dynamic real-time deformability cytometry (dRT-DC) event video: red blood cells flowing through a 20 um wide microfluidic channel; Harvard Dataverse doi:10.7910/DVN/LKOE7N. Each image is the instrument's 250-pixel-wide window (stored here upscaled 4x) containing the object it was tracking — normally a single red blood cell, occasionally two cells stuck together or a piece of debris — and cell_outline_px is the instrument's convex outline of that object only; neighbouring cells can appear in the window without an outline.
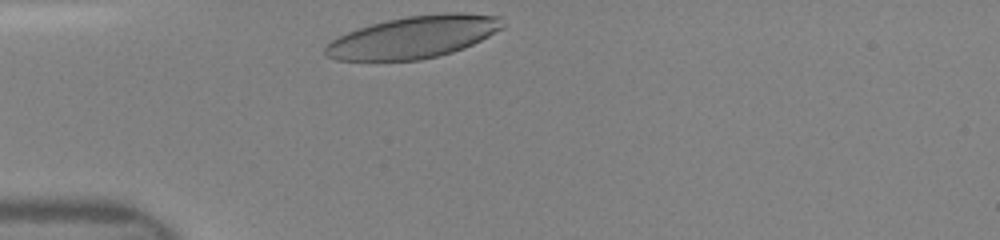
{"species": "human", "species_latin": "Homo sapiens", "temperature_condition": "room temperature", "stored_images_in_passage": 14, "camera_frame_rate_fps": 3000, "um_per_image_px": 0.085, "donor": {"sex": "female"}, "frame": {"image": 1, "passage_image": 1, "time_ms": 0.0, "image_size_px": [1000, 240], "cell_outline_px": [[504, 28], [464, 48], [452, 52], [420, 60], [336, 60], [328, 56], [324, 52], [324, 48], [332, 40], [348, 32], [372, 24], [388, 20], [408, 16], [444, 12], [464, 12], [504, 16]], "centroid_in_image_um": [35.23, 3.13], "position_along_channel_um": 49.8, "area_um2": 43.47}}
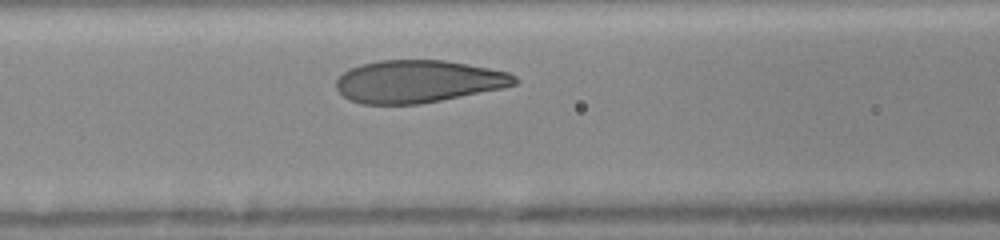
{"frame": {"image": 2, "passage_image": 8, "time_ms": 2.333, "image_size_px": [1000, 240], "cell_outline_px": [[520, 80], [516, 84], [504, 88], [420, 104], [360, 104], [348, 100], [336, 88], [336, 80], [348, 68], [360, 64], [380, 60], [444, 60], [468, 64], [508, 72], [516, 76]], "centroid_in_image_um": [35.54, 6.92], "position_along_channel_um": 131.1, "area_um2": 44.39}}
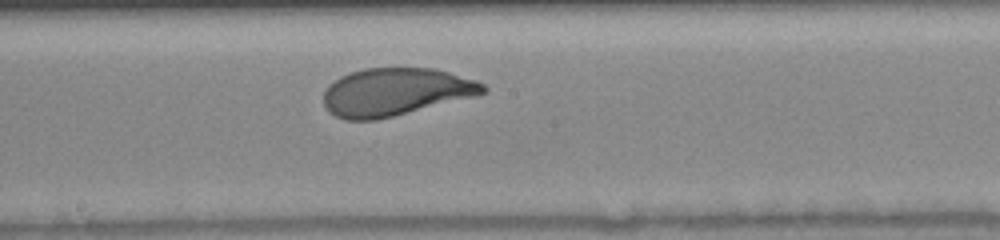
{"frame": {"image": 3, "passage_image": 14, "time_ms": 4.333, "image_size_px": [1000, 240], "cell_outline_px": [[488, 92], [476, 96], [376, 120], [344, 120], [328, 112], [324, 108], [324, 92], [328, 84], [340, 76], [364, 68], [436, 68], [476, 80], [484, 84], [488, 88]], "centroid_in_image_um": [33.61, 7.81], "position_along_channel_um": 214.6, "area_um2": 44.56}}